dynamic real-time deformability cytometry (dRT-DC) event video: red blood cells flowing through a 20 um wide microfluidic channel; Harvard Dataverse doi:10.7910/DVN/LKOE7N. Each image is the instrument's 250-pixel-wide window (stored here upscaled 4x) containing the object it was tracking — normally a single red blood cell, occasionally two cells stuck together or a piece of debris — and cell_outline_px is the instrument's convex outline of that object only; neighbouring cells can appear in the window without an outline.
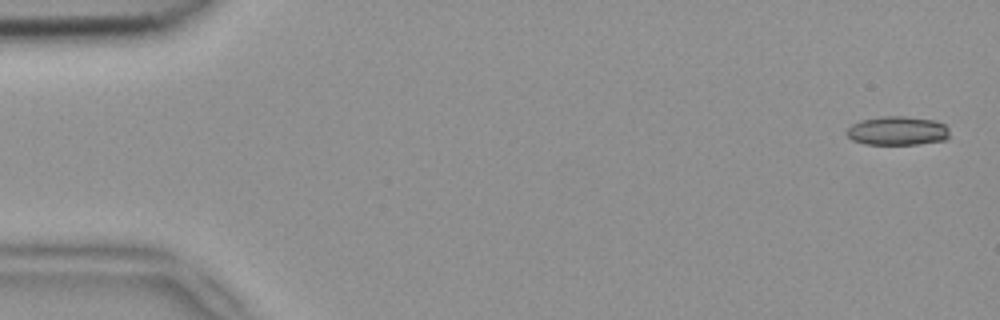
{"species": "common noctule bat (a hibernating species)", "species_latin": "Nyctalus noctula", "temperature_condition": "room temperature", "stored_images_in_passage": 5, "camera_frame_rate_fps": 3000, "um_per_image_px": 0.085, "animal": {"sex": "female", "body_mass_g": 18.4}, "frame": {"image": 1, "passage_image": 1, "time_ms": 0.0, "image_size_px": [1000, 320], "cell_outline_px": [[948, 136], [944, 140], [920, 144], [864, 144], [852, 140], [844, 132], [852, 124], [860, 120], [880, 116], [904, 116], [936, 120], [944, 124], [948, 128]], "centroid_in_image_um": [76.25, 11.11], "position_along_channel_um": 8.7, "area_um2": 17.46}}